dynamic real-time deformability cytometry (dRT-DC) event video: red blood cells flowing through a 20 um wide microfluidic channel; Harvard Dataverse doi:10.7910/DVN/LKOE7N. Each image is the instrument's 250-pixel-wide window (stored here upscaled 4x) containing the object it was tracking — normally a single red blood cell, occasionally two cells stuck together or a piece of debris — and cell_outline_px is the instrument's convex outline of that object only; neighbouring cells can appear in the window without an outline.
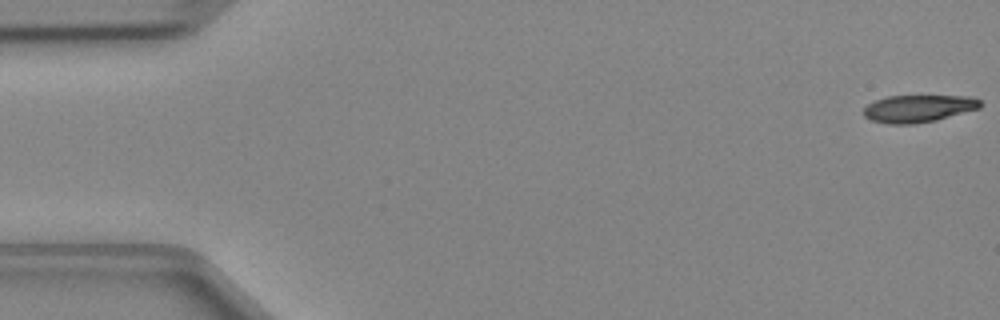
{"species": "Egyptian fruit bat (a non-hibernating species)", "species_latin": "Rousettus aegyptiacus", "temperature_condition": "cold", "stored_images_in_passage": 47, "camera_frame_rate_fps": 3000, "um_per_image_px": 0.085, "animal": {"sex": "female"}, "frame": {"image": 1, "passage_image": 1, "time_ms": 0.0, "image_size_px": [1000, 320], "cell_outline_px": [[984, 104], [980, 108], [936, 120], [912, 124], [888, 124], [872, 120], [864, 116], [864, 108], [868, 104], [876, 100], [888, 96], [968, 96], [980, 100]], "centroid_in_image_um": [78.08, 9.22], "position_along_channel_um": 6.9, "area_um2": 18.5}}
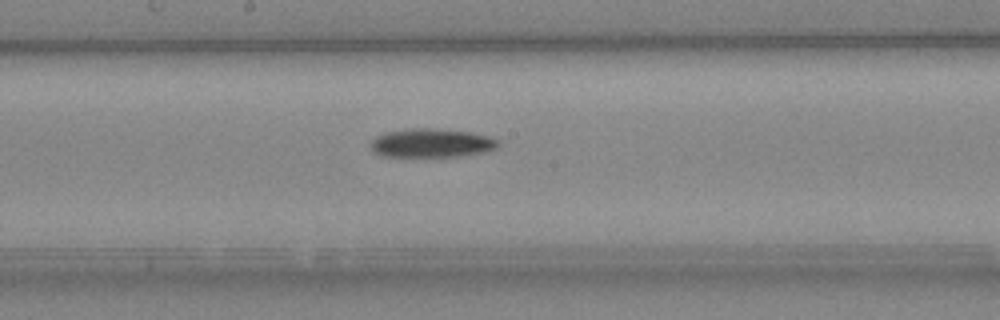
{"frame": {"image": 2, "passage_image": 25, "time_ms": 8.0, "image_size_px": [1000, 320], "cell_outline_px": [[500, 144], [496, 148], [484, 152], [464, 156], [384, 156], [372, 152], [368, 144], [376, 136], [384, 132], [412, 128], [428, 128], [472, 132], [488, 136], [500, 140]], "centroid_in_image_um": [36.67, 12.15], "position_along_channel_um": 211.5, "area_um2": 21.56}}
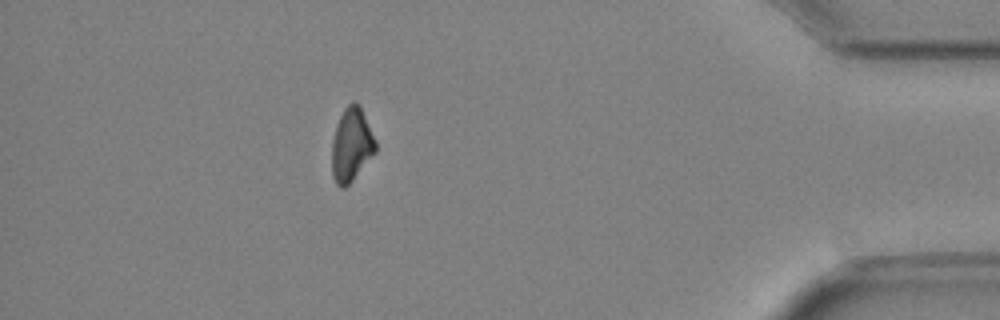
{"frame": {"image": 3, "passage_image": 42, "time_ms": 13.667, "image_size_px": [1000, 320], "cell_outline_px": [[376, 152], [352, 180], [344, 188], [340, 188], [336, 184], [332, 176], [332, 140], [336, 124], [344, 108], [352, 100], [360, 104], [376, 140]], "centroid_in_image_um": [29.87, 12.28], "position_along_channel_um": 405.3, "area_um2": 18.9}}